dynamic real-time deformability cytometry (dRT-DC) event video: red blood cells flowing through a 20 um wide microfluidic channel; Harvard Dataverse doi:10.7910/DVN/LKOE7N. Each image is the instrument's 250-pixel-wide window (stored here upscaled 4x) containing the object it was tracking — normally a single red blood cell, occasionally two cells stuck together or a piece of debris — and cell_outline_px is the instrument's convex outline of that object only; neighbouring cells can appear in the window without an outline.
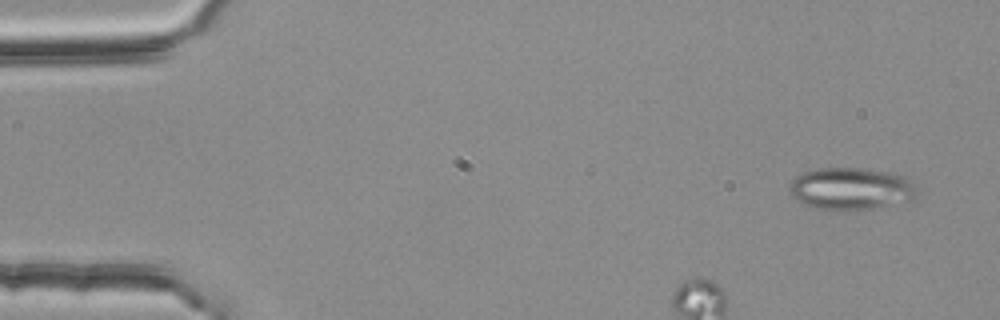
{"species": "common noctule bat (a hibernating species)", "species_latin": "Nyctalus noctula", "temperature_condition": "room temperature", "stored_images_in_passage": 49, "camera_frame_rate_fps": 3000, "um_per_image_px": 0.085, "animal": {"sex": "female", "body_mass_g": 25.1}, "frame": {"image": 1, "passage_image": 3, "time_ms": 0.667, "image_size_px": [1000, 320], "cell_outline_px": [[916, 196], [912, 200], [872, 208], [848, 212], [840, 212], [816, 208], [804, 204], [796, 200], [788, 192], [788, 184], [796, 176], [804, 172], [816, 168], [860, 168], [892, 172], [908, 176], [912, 180], [916, 192]], "centroid_in_image_um": [72.31, 16.05], "position_along_channel_um": 12.7, "area_um2": 32.08}}